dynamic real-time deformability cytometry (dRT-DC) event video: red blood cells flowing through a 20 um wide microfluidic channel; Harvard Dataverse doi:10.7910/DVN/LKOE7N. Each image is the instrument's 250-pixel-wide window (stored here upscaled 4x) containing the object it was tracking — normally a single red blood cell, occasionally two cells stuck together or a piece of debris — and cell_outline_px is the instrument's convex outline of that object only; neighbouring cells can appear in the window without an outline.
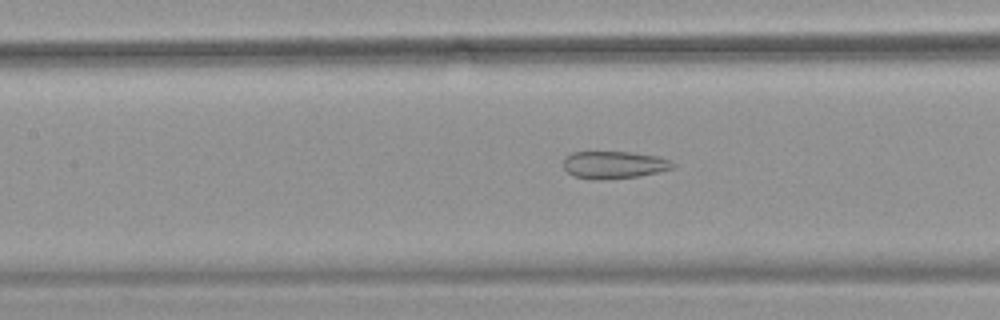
{"species": "common noctule bat (a hibernating species)", "species_latin": "Nyctalus noctula", "temperature_condition": "warm", "stored_images_in_passage": 52, "camera_frame_rate_fps": 3000, "um_per_image_px": 0.085, "animal": {"sex": "female", "body_mass_g": 18.4}, "frame": {"image": 1, "passage_image": 24, "time_ms": 7.667, "image_size_px": [1000, 320], "cell_outline_px": [[676, 164], [672, 168], [656, 172], [636, 176], [600, 180], [596, 180], [572, 176], [564, 168], [564, 160], [572, 152], [632, 152], [660, 156], [672, 160]], "centroid_in_image_um": [52.21, 14.0], "position_along_channel_um": 155.2, "area_um2": 17.46}}
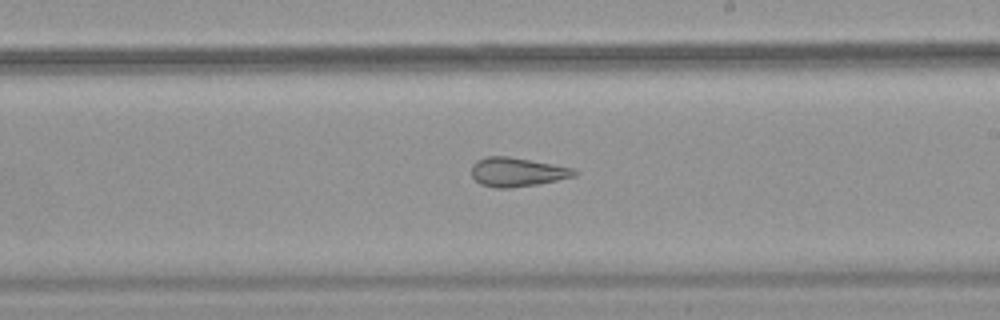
{"frame": {"image": 2, "passage_image": 31, "time_ms": 10.0, "image_size_px": [1000, 320], "cell_outline_px": [[580, 172], [576, 176], [536, 184], [508, 188], [496, 188], [480, 184], [472, 176], [472, 164], [476, 160], [484, 156], [508, 156], [552, 164], [572, 168]], "centroid_in_image_um": [43.93, 14.61], "position_along_channel_um": 245.1, "area_um2": 17.34}}
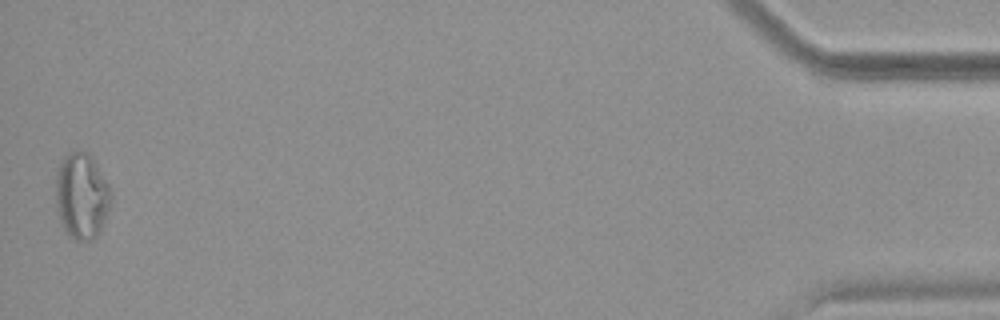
{"frame": {"image": 3, "passage_image": 52, "time_ms": 17.0, "image_size_px": [1000, 320], "cell_outline_px": [[112, 196], [104, 220], [96, 236], [92, 240], [76, 240], [68, 236], [60, 220], [56, 204], [56, 168], [64, 156], [68, 152], [76, 148], [80, 148], [88, 152], [92, 156], [112, 188]], "centroid_in_image_um": [6.94, 16.57], "position_along_channel_um": 428.3, "area_um2": 28.15}, "authors_computed_cell_mechanics": {"area_um2": 22.9177, "velocity_mm_per_s": 3.8664, "shape_relaxation_time_tau1_ms": null, "shape_relaxation_time_tau2_ms": 1.8691, "deformation_change_tau1": null, "deformation_change_tau2": 0.1091}}